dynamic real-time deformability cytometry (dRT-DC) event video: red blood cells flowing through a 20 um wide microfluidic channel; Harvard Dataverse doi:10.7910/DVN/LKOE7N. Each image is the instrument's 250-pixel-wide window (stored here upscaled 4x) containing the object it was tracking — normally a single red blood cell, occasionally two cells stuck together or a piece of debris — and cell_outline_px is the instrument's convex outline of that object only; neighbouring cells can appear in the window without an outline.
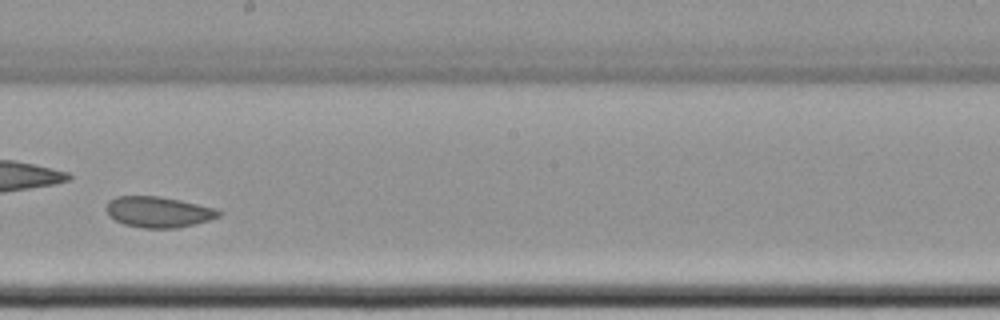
{"species": "common noctule bat (a hibernating species)", "species_latin": "Nyctalus noctula", "temperature_condition": "cold", "stored_images_in_passage": 16, "camera_frame_rate_fps": 3000, "um_per_image_px": 0.085, "animal": {"sex": "female", "body_mass_g": 22.7, "forearm_length_mm": 54.2}, "frame": {"image": 1, "passage_image": 10, "time_ms": 12.0, "image_size_px": [1000, 320], "cell_outline_px": [[220, 216], [196, 224], [176, 228], [144, 228], [124, 224], [116, 220], [104, 208], [108, 200], [116, 196], [160, 196], [180, 200], [216, 208], [220, 212]], "centroid_in_image_um": [13.46, 18.01], "position_along_channel_um": 234.7, "area_um2": 20.17}}
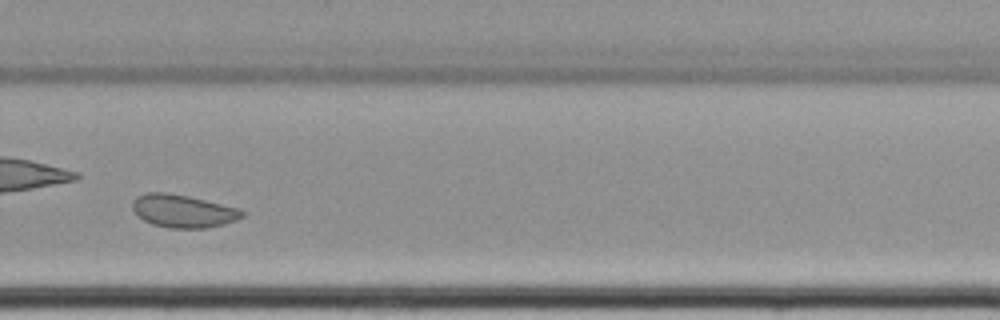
{"frame": {"image": 2, "passage_image": 12, "time_ms": 14.333, "image_size_px": [1000, 320], "cell_outline_px": [[244, 216], [236, 220], [224, 224], [208, 228], [168, 228], [152, 224], [136, 216], [132, 208], [132, 200], [136, 196], [148, 192], [168, 192], [188, 196], [240, 208], [244, 212]], "centroid_in_image_um": [15.54, 17.94], "position_along_channel_um": 314.3, "area_um2": 21.27}, "authors_computed_cell_mechanics": {"area_um2": 22.542, "velocity_mm_per_s": 3.3968, "shape_relaxation_time_tau1_ms": 8.6713, "shape_relaxation_time_tau2_ms": 2.1386, "deformation_change_tau1": 0.0928, "deformation_change_tau2": 0.0352}}